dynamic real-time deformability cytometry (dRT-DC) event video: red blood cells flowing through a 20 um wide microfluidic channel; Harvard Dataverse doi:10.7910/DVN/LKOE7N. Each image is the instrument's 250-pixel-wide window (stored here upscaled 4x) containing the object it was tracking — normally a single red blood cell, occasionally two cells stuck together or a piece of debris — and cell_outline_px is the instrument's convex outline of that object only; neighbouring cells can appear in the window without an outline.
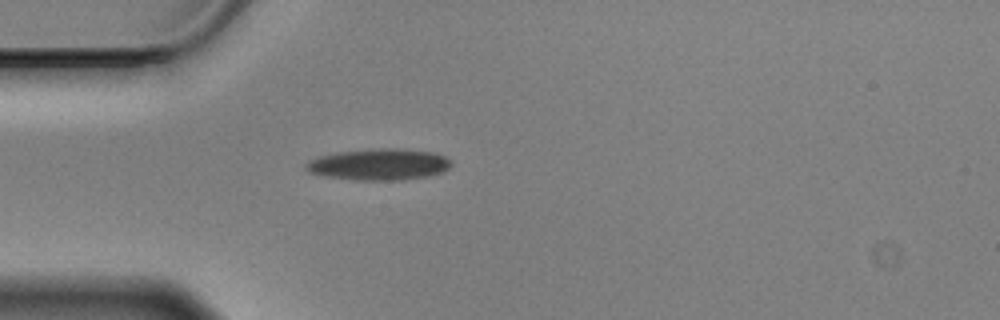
{"species": "Egyptian fruit bat (a non-hibernating species)", "species_latin": "Rousettus aegyptiacus", "temperature_condition": "cold", "stored_images_in_passage": 43, "camera_frame_rate_fps": 3000, "um_per_image_px": 0.085, "animal": {"sex": "male"}, "frame": {"image": 1, "passage_image": 1, "time_ms": 0.0, "image_size_px": [1000, 320], "cell_outline_px": [[452, 164], [444, 172], [428, 176], [400, 180], [356, 180], [328, 176], [308, 172], [304, 168], [304, 164], [308, 160], [320, 156], [336, 152], [372, 148], [396, 148], [432, 152], [444, 156]], "centroid_in_image_um": [32.19, 13.97], "position_along_channel_um": 52.8, "area_um2": 26.65}}
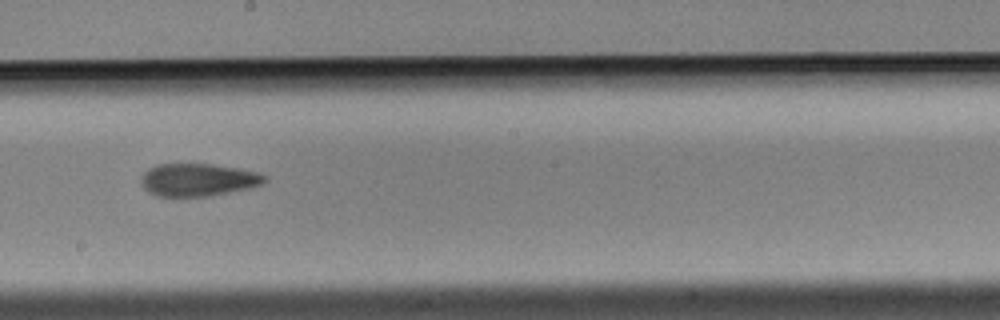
{"frame": {"image": 2, "passage_image": 17, "time_ms": 5.333, "image_size_px": [1000, 320], "cell_outline_px": [[268, 180], [264, 184], [248, 188], [208, 196], [156, 196], [148, 192], [144, 188], [140, 180], [140, 176], [148, 168], [156, 164], [212, 164], [240, 168], [260, 172], [268, 176]], "centroid_in_image_um": [16.86, 15.27], "position_along_channel_um": 231.3, "area_um2": 23.81}}
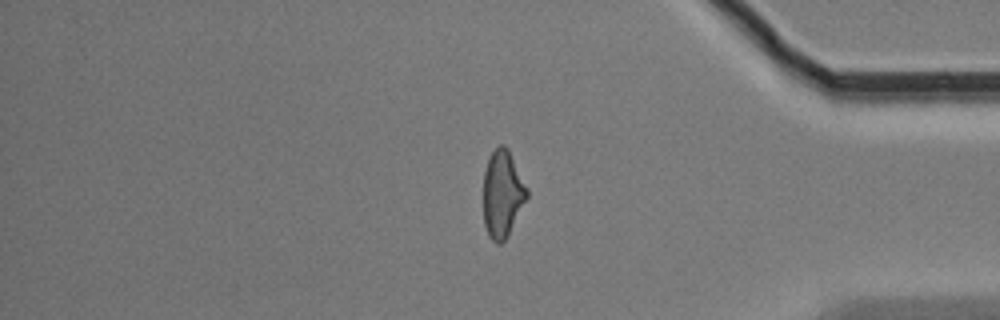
{"frame": {"image": 3, "passage_image": 33, "time_ms": 10.667, "image_size_px": [1000, 320], "cell_outline_px": [[528, 196], [508, 236], [500, 244], [496, 244], [488, 236], [484, 224], [484, 172], [488, 156], [500, 144], [504, 144], [508, 148], [528, 188]], "centroid_in_image_um": [42.71, 16.48], "position_along_channel_um": 392.5, "area_um2": 22.25}, "authors_computed_cell_mechanics": {"area_um2": 23.1778, "velocity_mm_per_s": 3.4871, "shape_relaxation_time_tau1_ms": 5.5723, "shape_relaxation_time_tau2_ms": 3.4349, "deformation_change_tau1": 0.1548, "deformation_change_tau2": 0.1197}}